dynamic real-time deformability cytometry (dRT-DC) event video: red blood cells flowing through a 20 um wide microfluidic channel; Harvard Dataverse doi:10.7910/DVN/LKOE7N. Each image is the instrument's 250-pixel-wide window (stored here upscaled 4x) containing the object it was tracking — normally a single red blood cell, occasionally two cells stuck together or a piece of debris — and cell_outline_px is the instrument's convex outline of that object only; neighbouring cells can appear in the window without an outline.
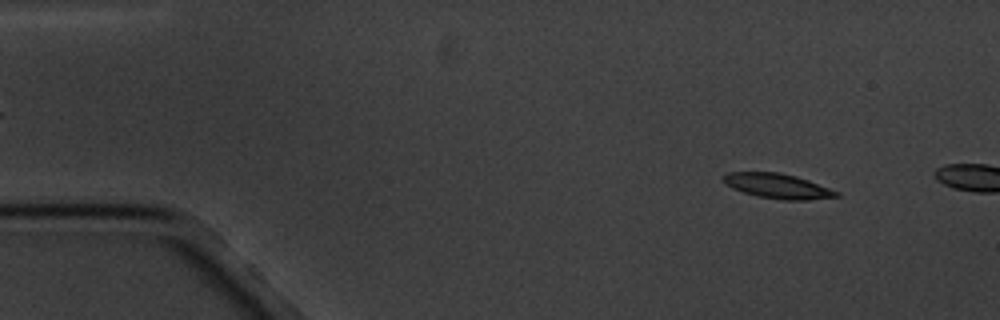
{"species": "common noctule bat (a hibernating species)", "species_latin": "Nyctalus noctula", "temperature_condition": "cold", "stored_images_in_passage": 2, "camera_frame_rate_fps": 3000, "um_per_image_px": 0.085, "animal": {"sex": "male", "body_mass_g": 20.1, "forearm_length_mm": 53.5}, "frame": {"image": 1, "passage_image": 1, "time_ms": 0.0, "image_size_px": [1000, 320], "cell_outline_px": [[840, 196], [808, 200], [780, 200], [756, 196], [732, 188], [724, 184], [720, 176], [728, 172], [780, 172], [796, 176], [808, 180], [840, 192]], "centroid_in_image_um": [66.06, 15.81], "position_along_channel_um": 18.9, "area_um2": 16.59}}